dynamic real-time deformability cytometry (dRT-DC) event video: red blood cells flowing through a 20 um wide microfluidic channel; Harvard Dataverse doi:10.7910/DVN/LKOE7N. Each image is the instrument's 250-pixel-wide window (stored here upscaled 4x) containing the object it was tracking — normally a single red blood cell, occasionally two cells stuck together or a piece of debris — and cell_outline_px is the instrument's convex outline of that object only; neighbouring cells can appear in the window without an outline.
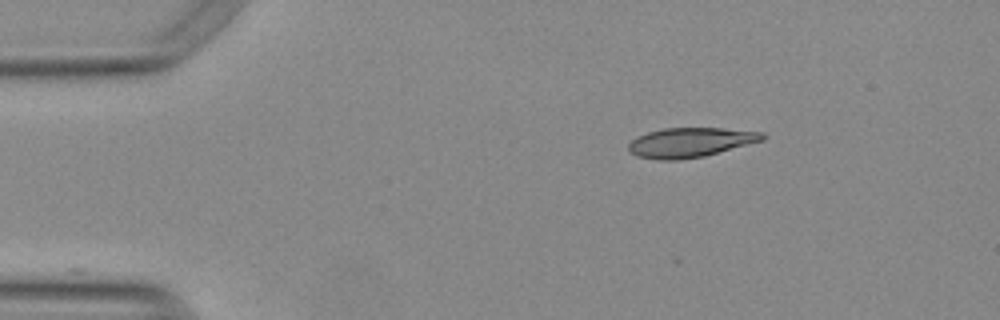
{"species": "Egyptian fruit bat (a non-hibernating species)", "species_latin": "Rousettus aegyptiacus", "temperature_condition": "warm", "stored_images_in_passage": 24, "camera_frame_rate_fps": 3000, "um_per_image_px": 0.085, "animal": {"sex": "female"}, "frame": {"image": 1, "passage_image": 1, "time_ms": 0.0, "image_size_px": [1000, 320], "cell_outline_px": [[768, 136], [764, 140], [704, 156], [676, 160], [660, 160], [636, 156], [628, 148], [628, 144], [636, 136], [648, 132], [664, 128], [724, 128], [764, 132]], "centroid_in_image_um": [58.7, 12.1], "position_along_channel_um": 26.3, "area_um2": 23.12}}
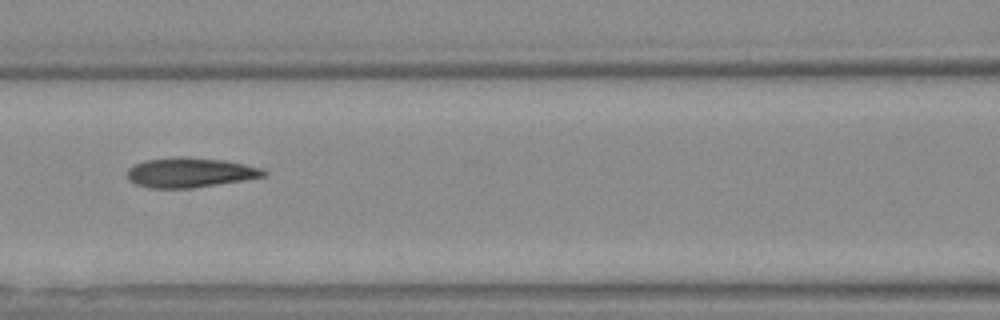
{"frame": {"image": 2, "passage_image": 16, "time_ms": 5.0, "image_size_px": [1000, 320], "cell_outline_px": [[268, 176], [244, 180], [192, 188], [148, 188], [136, 184], [128, 180], [128, 168], [144, 160], [176, 156], [188, 156], [224, 160], [244, 164], [260, 168], [268, 172]], "centroid_in_image_um": [16.16, 14.66], "position_along_channel_um": 150.4, "area_um2": 23.87}}
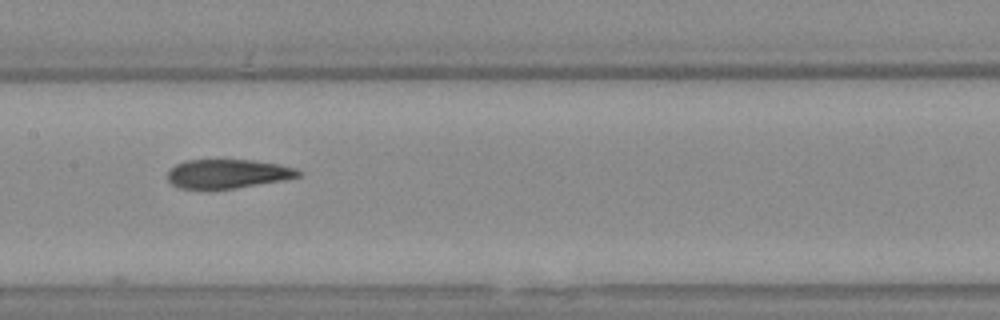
{"frame": {"image": 3, "passage_image": 19, "time_ms": 6.0, "image_size_px": [1000, 320], "cell_outline_px": [[300, 176], [280, 180], [236, 188], [208, 192], [180, 188], [172, 184], [168, 180], [168, 172], [176, 164], [184, 160], [252, 160], [280, 164], [296, 168], [300, 172]], "centroid_in_image_um": [19.28, 14.8], "position_along_channel_um": 188.1, "area_um2": 22.54}}